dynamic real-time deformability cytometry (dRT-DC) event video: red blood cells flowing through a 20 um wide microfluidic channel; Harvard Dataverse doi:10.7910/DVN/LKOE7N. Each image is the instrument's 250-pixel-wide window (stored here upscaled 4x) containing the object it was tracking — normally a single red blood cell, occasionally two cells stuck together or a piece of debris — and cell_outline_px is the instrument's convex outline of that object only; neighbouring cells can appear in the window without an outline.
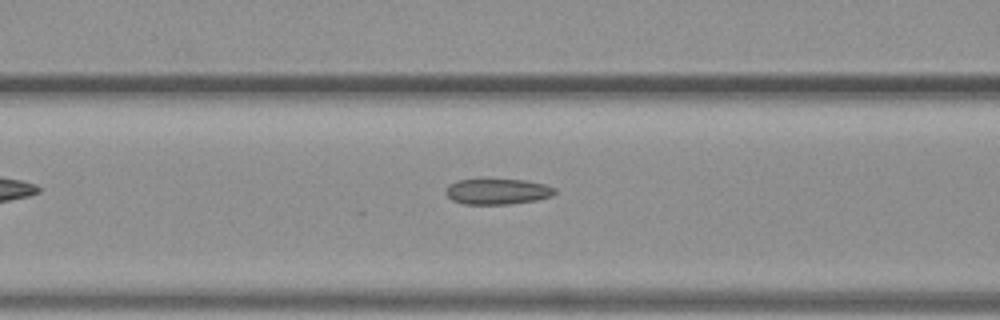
{"species": "common noctule bat (a hibernating species)", "species_latin": "Nyctalus noctula", "temperature_condition": "warm", "stored_images_in_passage": 8, "camera_frame_rate_fps": 3000, "um_per_image_px": 0.085, "animal": {"sex": "female", "body_mass_g": 19.3, "forearm_length_mm": 54.1}, "frame": {"image": 1, "passage_image": 7, "time_ms": 2.0, "image_size_px": [1000, 320], "cell_outline_px": [[556, 192], [552, 196], [536, 200], [508, 204], [464, 204], [452, 200], [444, 192], [448, 184], [456, 180], [524, 180], [544, 184], [556, 188]], "centroid_in_image_um": [42.27, 16.28], "position_along_channel_um": 124.3, "area_um2": 16.24}}